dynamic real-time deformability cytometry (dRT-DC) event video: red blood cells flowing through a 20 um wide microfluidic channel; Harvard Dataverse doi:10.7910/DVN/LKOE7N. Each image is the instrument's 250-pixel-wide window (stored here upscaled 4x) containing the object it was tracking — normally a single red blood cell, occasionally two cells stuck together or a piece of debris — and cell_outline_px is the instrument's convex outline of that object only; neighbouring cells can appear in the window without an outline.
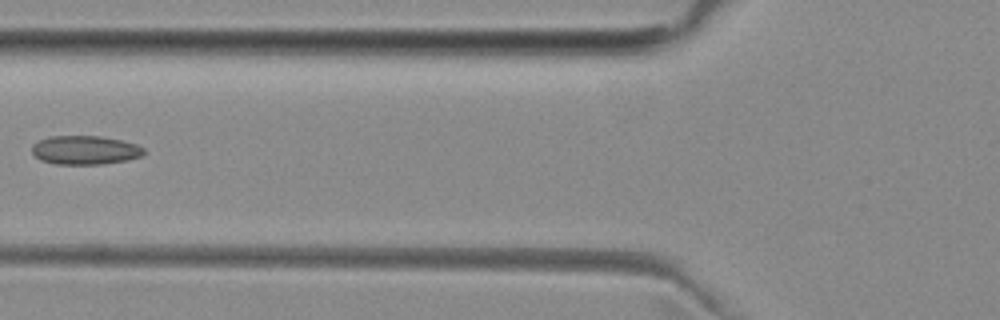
{"species": "common noctule bat (a hibernating species)", "species_latin": "Nyctalus noctula", "temperature_condition": "room temperature", "stored_images_in_passage": 7, "camera_frame_rate_fps": 3000, "um_per_image_px": 0.085, "animal": {"sex": "female", "body_mass_g": 29.2, "forearm_length_mm": 56.3}, "frame": {"image": 1, "passage_image": 6, "time_ms": 6.0, "image_size_px": [1000, 320], "cell_outline_px": [[144, 152], [140, 156], [128, 160], [104, 164], [56, 164], [40, 160], [32, 152], [32, 144], [40, 140], [52, 136], [100, 136], [120, 140], [136, 144], [144, 148]], "centroid_in_image_um": [7.22, 12.76], "position_along_channel_um": 118.6, "area_um2": 18.73}}
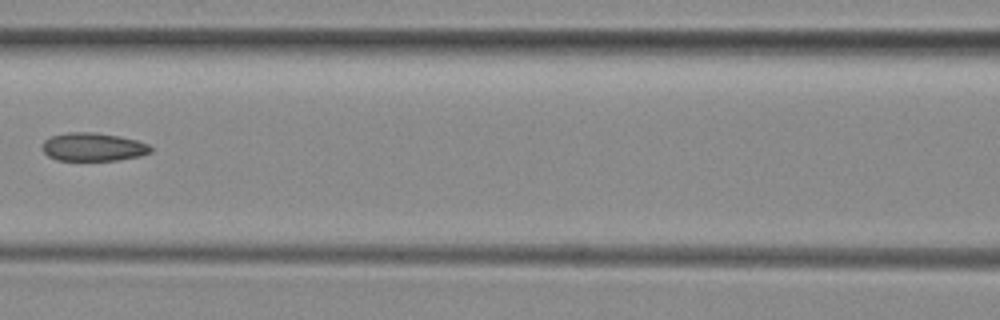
{"frame": {"image": 2, "passage_image": 7, "time_ms": 7.0, "image_size_px": [1000, 320], "cell_outline_px": [[152, 152], [140, 156], [116, 160], [56, 160], [48, 156], [40, 148], [44, 140], [52, 136], [68, 132], [92, 132], [120, 136], [136, 140], [148, 144], [152, 148]], "centroid_in_image_um": [7.9, 12.49], "position_along_channel_um": 158.7, "area_um2": 17.92}}